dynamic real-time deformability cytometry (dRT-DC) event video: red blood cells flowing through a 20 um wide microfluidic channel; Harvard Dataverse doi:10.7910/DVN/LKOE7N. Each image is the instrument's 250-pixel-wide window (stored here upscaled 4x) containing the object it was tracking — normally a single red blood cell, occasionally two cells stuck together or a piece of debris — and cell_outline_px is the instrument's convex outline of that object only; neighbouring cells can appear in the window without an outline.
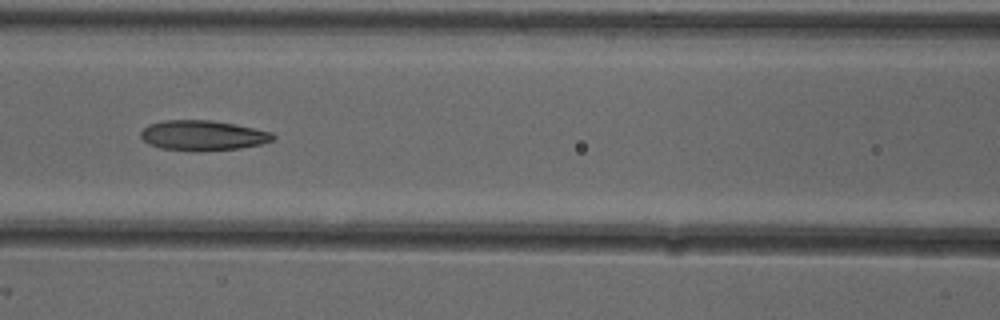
{"species": "common noctule bat (a hibernating species)", "species_latin": "Nyctalus noctula", "temperature_condition": "cold", "stored_images_in_passage": 8, "camera_frame_rate_fps": 3000, "um_per_image_px": 0.085, "animal": {"sex": "female"}, "frame": {"image": 1, "passage_image": 6, "time_ms": 1.667, "image_size_px": [1000, 320], "cell_outline_px": [[276, 136], [272, 140], [260, 144], [240, 148], [160, 148], [148, 144], [140, 136], [140, 132], [148, 124], [164, 120], [212, 120], [236, 124], [272, 132]], "centroid_in_image_um": [17.24, 11.45], "position_along_channel_um": 149.4, "area_um2": 22.25}}
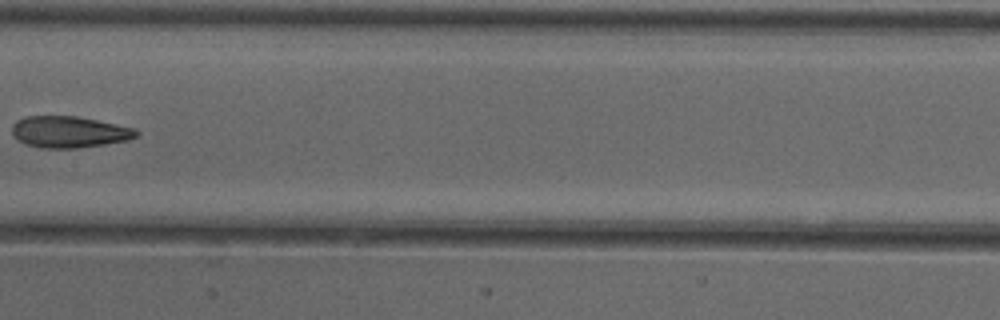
{"frame": {"image": 2, "passage_image": 7, "time_ms": 2.0, "image_size_px": [1000, 320], "cell_outline_px": [[140, 132], [136, 136], [128, 140], [104, 144], [76, 148], [40, 148], [24, 144], [16, 140], [12, 132], [12, 124], [16, 120], [24, 116], [76, 116], [136, 128]], "centroid_in_image_um": [5.84, 11.21], "position_along_channel_um": 201.6, "area_um2": 22.95}}
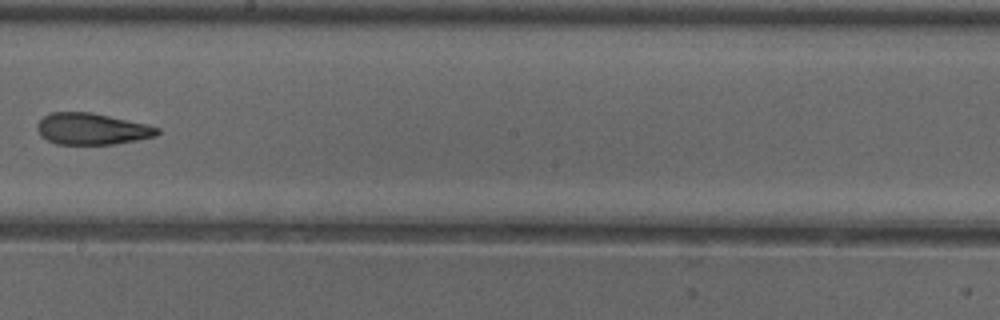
{"frame": {"image": 3, "passage_image": 8, "time_ms": 2.333, "image_size_px": [1000, 320], "cell_outline_px": [[160, 132], [156, 136], [136, 140], [112, 144], [56, 144], [40, 136], [36, 128], [36, 124], [44, 116], [52, 112], [92, 112], [148, 124], [160, 128]], "centroid_in_image_um": [7.81, 10.95], "position_along_channel_um": 240.4, "area_um2": 22.14}}